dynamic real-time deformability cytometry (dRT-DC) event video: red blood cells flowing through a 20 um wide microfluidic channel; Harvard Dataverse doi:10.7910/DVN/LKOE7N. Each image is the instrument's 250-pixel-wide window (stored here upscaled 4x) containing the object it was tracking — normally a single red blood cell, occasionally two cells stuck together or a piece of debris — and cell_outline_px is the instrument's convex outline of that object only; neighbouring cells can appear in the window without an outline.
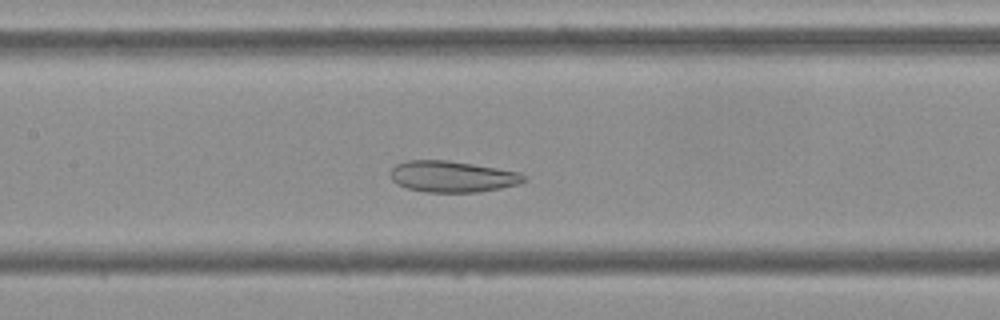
{"species": "Egyptian fruit bat (a non-hibernating species)", "species_latin": "Rousettus aegyptiacus", "temperature_condition": "cold", "stored_images_in_passage": 49, "camera_frame_rate_fps": 3000, "um_per_image_px": 0.085, "frame": {"image": 1, "passage_image": 21, "time_ms": 6.667, "image_size_px": [1000, 320], "cell_outline_px": [[528, 180], [520, 184], [480, 192], [428, 192], [408, 188], [392, 180], [392, 168], [396, 164], [408, 160], [448, 160], [520, 172], [528, 176]], "centroid_in_image_um": [38.53, 15.0], "position_along_channel_um": 168.9, "area_um2": 24.22}}
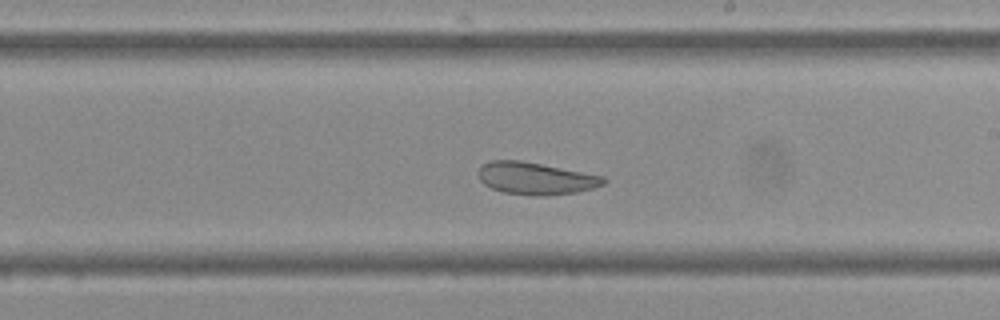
{"frame": {"image": 2, "passage_image": 27, "time_ms": 8.667, "image_size_px": [1000, 320], "cell_outline_px": [[608, 180], [604, 184], [592, 188], [576, 192], [540, 196], [536, 196], [504, 192], [492, 188], [484, 184], [480, 180], [480, 168], [484, 164], [492, 160], [520, 160], [604, 176]], "centroid_in_image_um": [45.56, 15.16], "position_along_channel_um": 243.4, "area_um2": 23.18}}
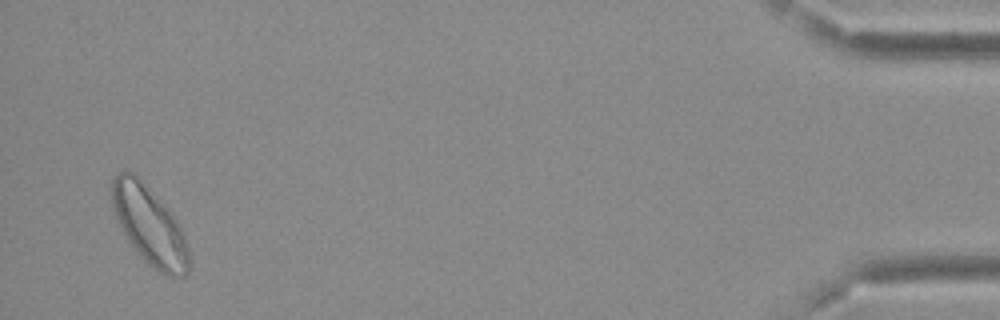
{"frame": {"image": 3, "passage_image": 48, "time_ms": 15.667, "image_size_px": [1000, 320], "cell_outline_px": [[192, 268], [188, 276], [168, 276], [160, 272], [148, 264], [144, 260], [124, 236], [116, 216], [112, 204], [112, 176], [120, 172], [136, 172], [144, 180], [176, 220], [184, 236], [192, 260]], "centroid_in_image_um": [12.73, 19.18], "position_along_channel_um": 422.5, "area_um2": 35.49}, "authors_computed_cell_mechanics": {"area_um2": 28.6688, "velocity_mm_per_s": 3.7422, "shape_relaxation_time_tau1_ms": null, "shape_relaxation_time_tau2_ms": 3.3935, "deformation_change_tau1": null, "deformation_change_tau2": 0.0878}}